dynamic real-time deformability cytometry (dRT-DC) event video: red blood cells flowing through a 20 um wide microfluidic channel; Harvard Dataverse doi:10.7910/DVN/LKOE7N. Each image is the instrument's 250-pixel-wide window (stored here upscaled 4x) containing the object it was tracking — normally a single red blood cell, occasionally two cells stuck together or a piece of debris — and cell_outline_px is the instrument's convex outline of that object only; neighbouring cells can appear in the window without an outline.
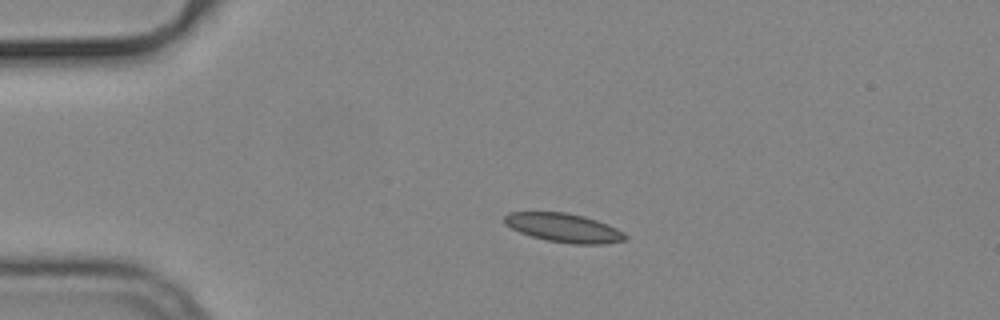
{"species": "common noctule bat (a hibernating species)", "species_latin": "Nyctalus noctula", "temperature_condition": "cold", "stored_images_in_passage": 43, "camera_frame_rate_fps": 3000, "um_per_image_px": 0.085, "animal": {"sex": "male", "body_mass_g": 19.2, "forearm_length_mm": 51.8}, "frame": {"image": 1, "passage_image": 1, "time_ms": 0.0, "image_size_px": [1000, 320], "cell_outline_px": [[628, 236], [624, 240], [604, 244], [572, 244], [548, 240], [532, 236], [520, 232], [504, 224], [504, 216], [508, 212], [564, 212], [584, 216], [608, 224], [624, 232]], "centroid_in_image_um": [47.93, 19.36], "position_along_channel_um": 37.1, "area_um2": 20.23}}
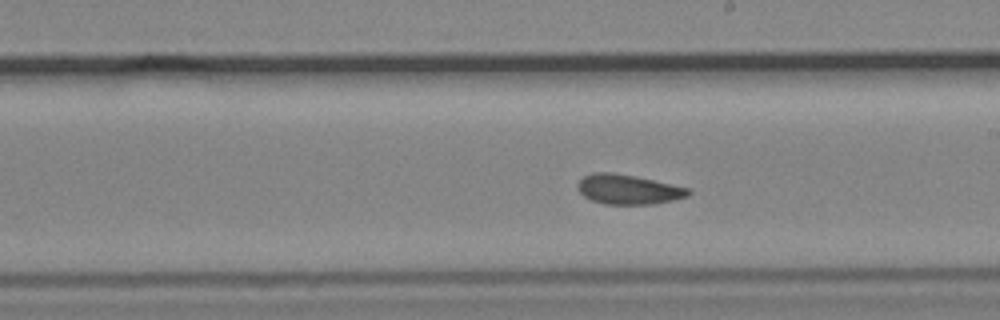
{"frame": {"image": 2, "passage_image": 20, "time_ms": 6.333, "image_size_px": [1000, 320], "cell_outline_px": [[692, 192], [688, 196], [672, 200], [652, 204], [604, 204], [592, 200], [584, 196], [576, 188], [576, 184], [584, 176], [592, 172], [612, 172], [636, 176], [688, 188]], "centroid_in_image_um": [53.36, 16.09], "position_along_channel_um": 235.6, "area_um2": 19.13}}
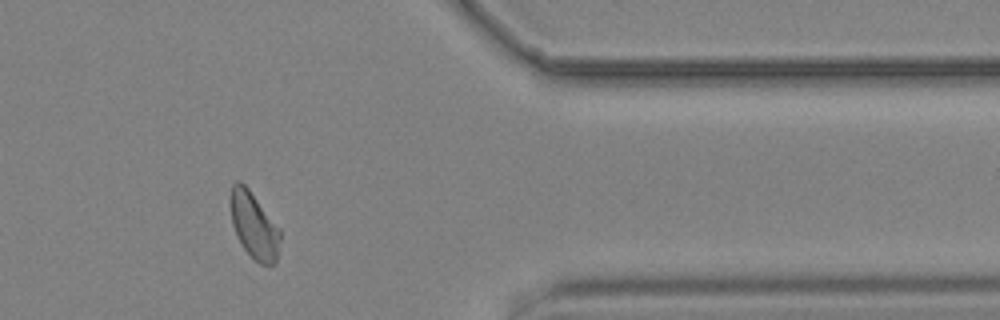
{"frame": {"image": 3, "passage_image": 34, "time_ms": 11.0, "image_size_px": [1000, 320], "cell_outline_px": [[280, 240], [276, 264], [260, 264], [244, 248], [232, 224], [228, 200], [232, 184], [236, 180], [240, 180], [248, 188], [280, 228]], "centroid_in_image_um": [21.57, 19.11], "position_along_channel_um": 389.8, "area_um2": 19.25}, "authors_computed_cell_mechanics": {"area_um2": 19.2474, "velocity_mm_per_s": 3.7485, "shape_relaxation_time_tau1_ms": 5.155, "shape_relaxation_time_tau2_ms": 4.1779, "deformation_change_tau1": 0.1056, "deformation_change_tau2": 0.0748}}